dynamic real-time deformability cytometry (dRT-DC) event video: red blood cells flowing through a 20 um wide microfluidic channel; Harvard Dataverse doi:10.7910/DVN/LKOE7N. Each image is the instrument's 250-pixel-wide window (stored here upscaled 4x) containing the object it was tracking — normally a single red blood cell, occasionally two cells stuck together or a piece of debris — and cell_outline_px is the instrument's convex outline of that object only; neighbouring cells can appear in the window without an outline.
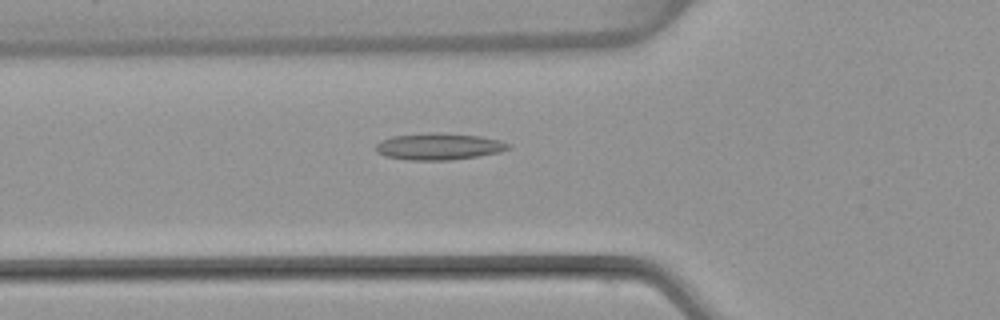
{"species": "common noctule bat (a hibernating species)", "species_latin": "Nyctalus noctula", "temperature_condition": "warm", "stored_images_in_passage": 53, "camera_frame_rate_fps": 3000, "um_per_image_px": 0.085, "animal": {"sex": "female", "body_mass_g": 22.7, "forearm_length_mm": 54.2}, "frame": {"image": 1, "passage_image": 19, "time_ms": 6.0, "image_size_px": [1000, 320], "cell_outline_px": [[512, 148], [500, 152], [476, 156], [448, 160], [408, 160], [388, 156], [376, 152], [376, 144], [380, 140], [392, 136], [480, 136], [500, 140], [512, 144]], "centroid_in_image_um": [37.35, 12.51], "position_along_channel_um": 88.4, "area_um2": 19.31}}
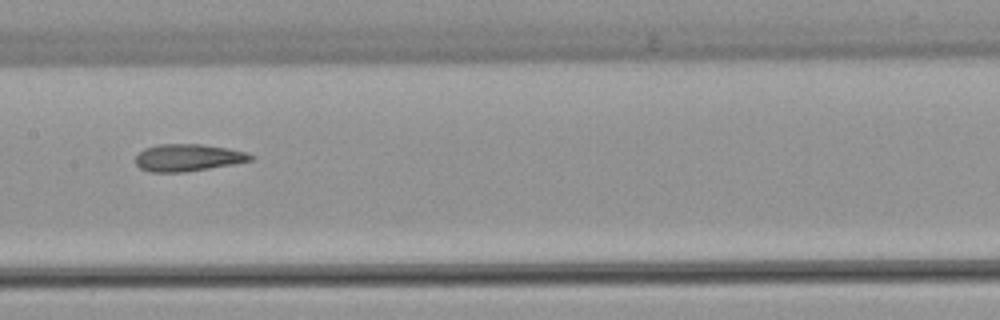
{"frame": {"image": 2, "passage_image": 27, "time_ms": 8.667, "image_size_px": [1000, 320], "cell_outline_px": [[256, 156], [252, 160], [232, 164], [184, 172], [148, 172], [140, 168], [136, 164], [136, 156], [144, 148], [160, 144], [204, 144], [228, 148], [248, 152]], "centroid_in_image_um": [15.99, 13.39], "position_along_channel_um": 191.4, "area_um2": 18.26}}
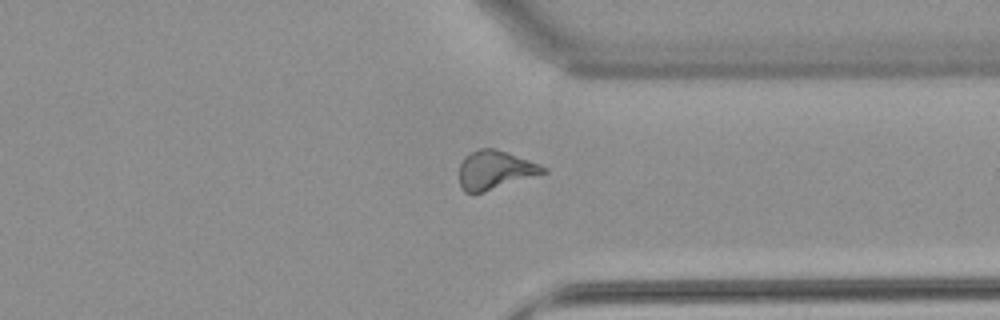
{"frame": {"image": 3, "passage_image": 41, "time_ms": 13.333, "image_size_px": [1000, 320], "cell_outline_px": [[548, 172], [484, 192], [464, 192], [460, 184], [460, 164], [464, 156], [480, 148], [492, 148], [540, 164], [548, 168]], "centroid_in_image_um": [42.08, 14.45], "position_along_channel_um": 369.3, "area_um2": 18.61}, "authors_computed_cell_mechanics": {"area_um2": 19.074, "velocity_mm_per_s": 3.8386, "shape_relaxation_time_tau1_ms": null, "shape_relaxation_time_tau2_ms": 4.5763, "deformation_change_tau1": null, "deformation_change_tau2": 0.1531}}